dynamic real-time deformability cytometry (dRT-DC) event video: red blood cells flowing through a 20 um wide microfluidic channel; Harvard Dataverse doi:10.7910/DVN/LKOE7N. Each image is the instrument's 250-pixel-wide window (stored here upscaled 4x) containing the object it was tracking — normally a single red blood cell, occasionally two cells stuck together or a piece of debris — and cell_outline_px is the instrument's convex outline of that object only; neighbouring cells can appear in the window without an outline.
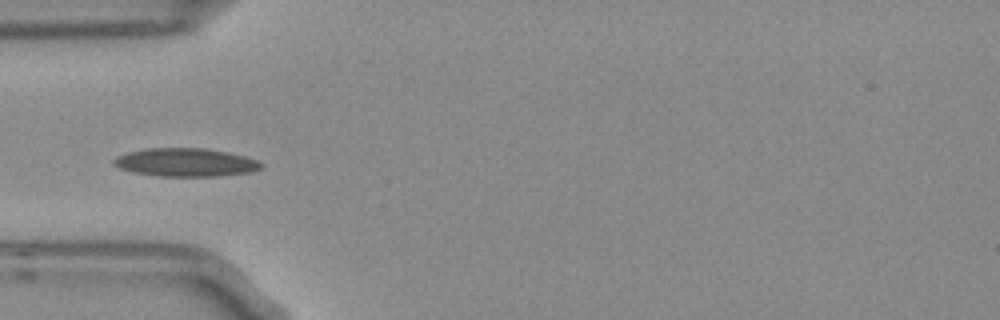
{"species": "Egyptian fruit bat (a non-hibernating species)", "species_latin": "Rousettus aegyptiacus", "temperature_condition": "room temperature", "stored_images_in_passage": 7, "camera_frame_rate_fps": 3000, "um_per_image_px": 0.085, "frame": {"image": 1, "passage_image": 4, "time_ms": 1.0, "image_size_px": [1000, 320], "cell_outline_px": [[264, 164], [260, 168], [252, 172], [216, 176], [160, 176], [132, 172], [120, 168], [112, 164], [112, 160], [116, 156], [128, 152], [148, 148], [204, 148], [228, 152], [244, 156], [256, 160]], "centroid_in_image_um": [15.75, 13.8], "position_along_channel_um": 69.2, "area_um2": 24.28}}
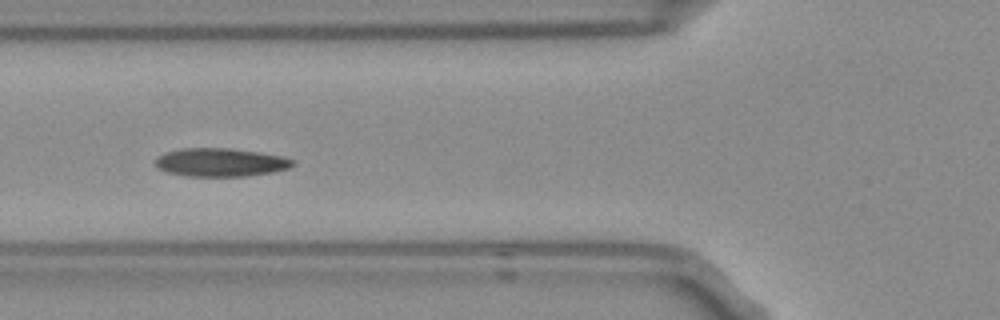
{"frame": {"image": 2, "passage_image": 5, "time_ms": 1.333, "image_size_px": [1000, 320], "cell_outline_px": [[296, 164], [288, 168], [272, 172], [248, 176], [184, 176], [168, 172], [156, 168], [156, 156], [164, 152], [180, 148], [228, 148], [260, 152], [284, 156], [296, 160]], "centroid_in_image_um": [18.75, 13.79], "position_along_channel_um": 107.0, "area_um2": 23.0}}